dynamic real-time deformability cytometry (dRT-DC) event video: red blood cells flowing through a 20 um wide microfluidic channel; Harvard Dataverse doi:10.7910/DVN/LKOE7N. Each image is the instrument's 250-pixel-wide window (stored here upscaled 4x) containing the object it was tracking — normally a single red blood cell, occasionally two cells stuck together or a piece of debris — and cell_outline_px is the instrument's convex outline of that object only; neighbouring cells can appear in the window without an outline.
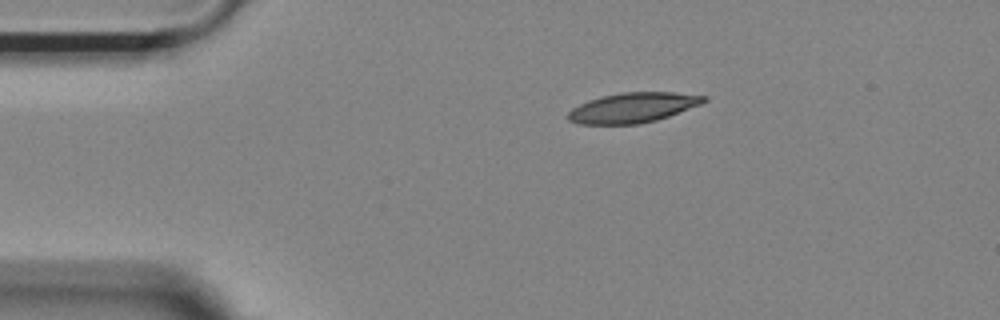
{"species": "Egyptian fruit bat (a non-hibernating species)", "species_latin": "Rousettus aegyptiacus", "temperature_condition": "room temperature", "stored_images_in_passage": 6, "camera_frame_rate_fps": 3000, "um_per_image_px": 0.085, "animal": {"sex": "female"}, "frame": {"image": 1, "passage_image": 1, "time_ms": 0.0, "image_size_px": [1000, 320], "cell_outline_px": [[708, 100], [700, 104], [668, 116], [656, 120], [640, 124], [580, 124], [568, 120], [568, 112], [572, 108], [588, 100], [600, 96], [620, 92], [672, 92], [708, 96]], "centroid_in_image_um": [53.78, 9.14], "position_along_channel_um": 31.2, "area_um2": 23.7}}